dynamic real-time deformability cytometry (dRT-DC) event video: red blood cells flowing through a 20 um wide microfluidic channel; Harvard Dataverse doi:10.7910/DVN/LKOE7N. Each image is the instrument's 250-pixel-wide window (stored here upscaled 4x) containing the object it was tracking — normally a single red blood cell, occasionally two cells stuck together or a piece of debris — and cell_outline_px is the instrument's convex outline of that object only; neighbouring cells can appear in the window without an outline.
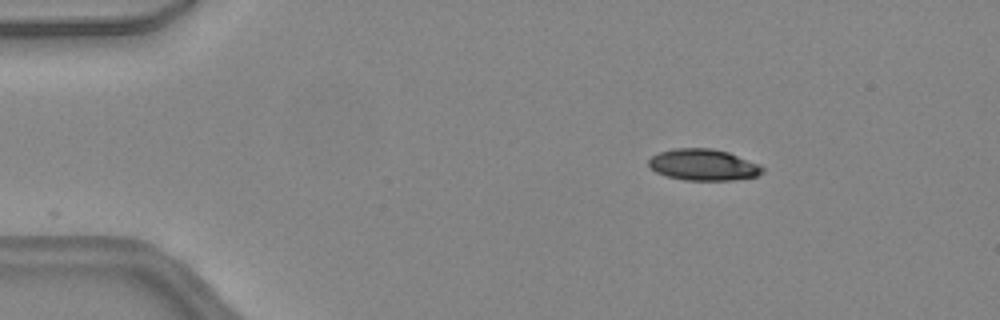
{"species": "common noctule bat (a hibernating species)", "species_latin": "Nyctalus noctula", "temperature_condition": "warm", "stored_images_in_passage": 25, "camera_frame_rate_fps": 3000, "um_per_image_px": 0.085, "animal": {"sex": "female", "body_mass_g": 24.6, "forearm_length_mm": 56.2}, "frame": {"image": 1, "passage_image": 1, "time_ms": 0.0, "image_size_px": [1000, 320], "cell_outline_px": [[764, 172], [756, 176], [732, 180], [684, 180], [668, 176], [656, 172], [648, 164], [648, 160], [652, 156], [660, 152], [676, 148], [712, 148], [728, 152], [760, 164], [764, 168]], "centroid_in_image_um": [59.8, 14.0], "position_along_channel_um": 25.2, "area_um2": 20.75}}
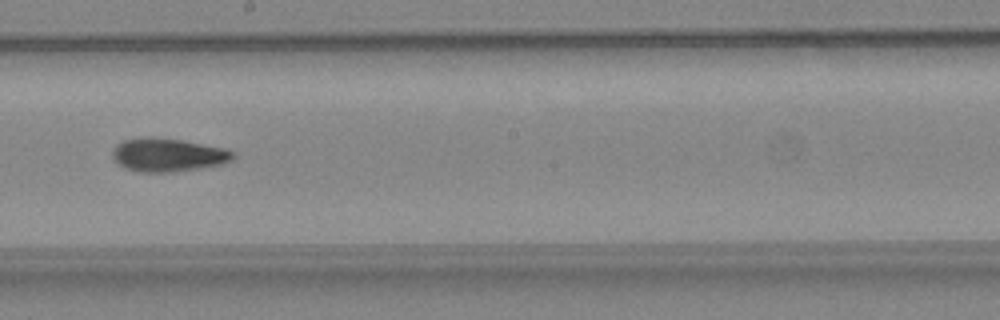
{"frame": {"image": 2, "passage_image": 20, "time_ms": 6.333, "image_size_px": [1000, 320], "cell_outline_px": [[236, 156], [232, 160], [220, 164], [200, 168], [168, 172], [140, 172], [124, 168], [112, 156], [112, 152], [116, 144], [124, 140], [148, 136], [152, 136], [184, 140], [224, 148], [232, 152]], "centroid_in_image_um": [14.26, 13.15], "position_along_channel_um": 233.9, "area_um2": 23.41}}
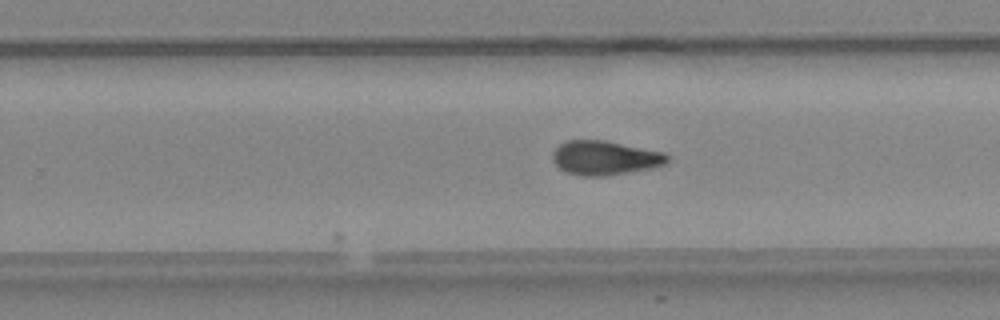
{"frame": {"image": 3, "passage_image": 23, "time_ms": 7.333, "image_size_px": [1000, 320], "cell_outline_px": [[672, 160], [664, 164], [652, 168], [608, 176], [580, 176], [564, 172], [552, 160], [552, 152], [564, 140], [604, 140], [664, 152]], "centroid_in_image_um": [51.41, 13.42], "position_along_channel_um": 278.4, "area_um2": 23.12}}